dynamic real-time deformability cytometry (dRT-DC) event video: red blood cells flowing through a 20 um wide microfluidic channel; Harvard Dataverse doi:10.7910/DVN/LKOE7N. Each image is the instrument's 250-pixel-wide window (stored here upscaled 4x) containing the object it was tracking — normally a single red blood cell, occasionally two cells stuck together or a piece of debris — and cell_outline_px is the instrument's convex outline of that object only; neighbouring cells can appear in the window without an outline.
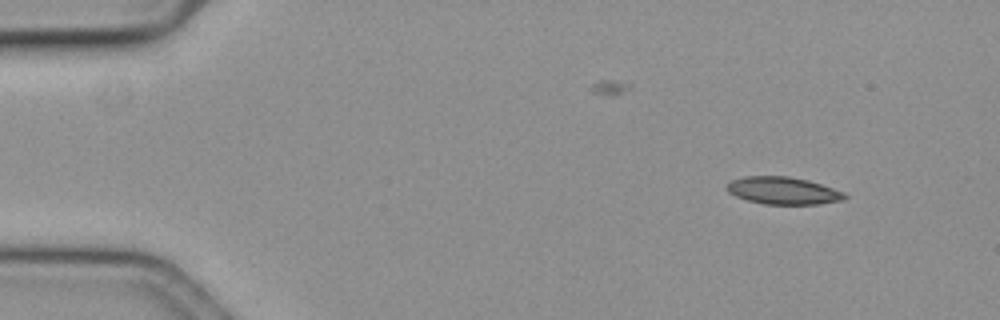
{"species": "common noctule bat (a hibernating species)", "species_latin": "Nyctalus noctula", "temperature_condition": "cold", "stored_images_in_passage": 52, "camera_frame_rate_fps": 3000, "um_per_image_px": 0.085, "animal": {"sex": "female", "body_mass_g": 19.3, "forearm_length_mm": 54.1}, "frame": {"image": 1, "passage_image": 1, "time_ms": 0.0, "image_size_px": [1000, 320], "cell_outline_px": [[848, 196], [844, 200], [820, 204], [764, 204], [748, 200], [736, 196], [728, 192], [724, 188], [732, 180], [744, 176], [788, 176], [808, 180], [844, 192]], "centroid_in_image_um": [66.56, 16.2], "position_along_channel_um": 18.4, "area_um2": 18.79}}
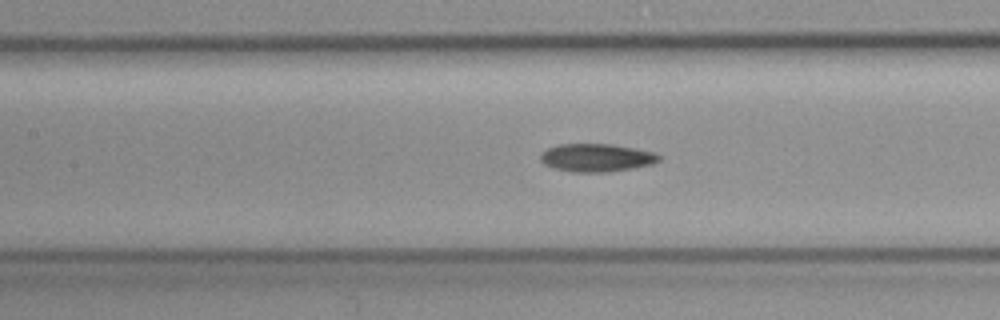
{"frame": {"image": 2, "passage_image": 21, "time_ms": 6.667, "image_size_px": [1000, 320], "cell_outline_px": [[660, 160], [652, 164], [612, 172], [572, 172], [552, 168], [544, 164], [540, 160], [540, 152], [556, 144], [612, 144], [636, 148], [652, 152], [660, 156]], "centroid_in_image_um": [50.66, 13.4], "position_along_channel_um": 156.7, "area_um2": 19.54}}
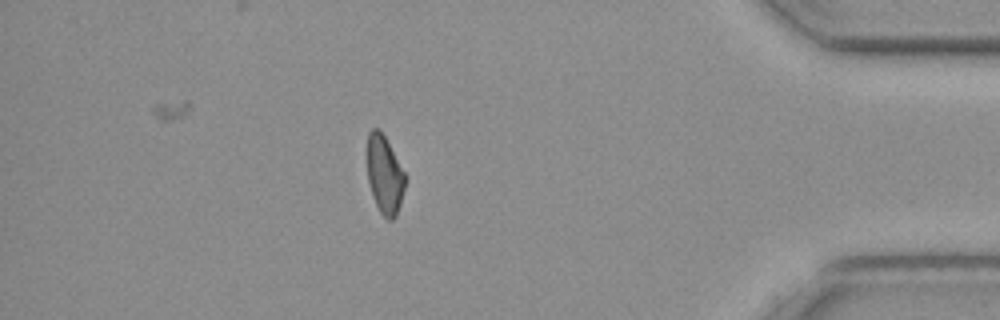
{"frame": {"image": 3, "passage_image": 45, "time_ms": 14.667, "image_size_px": [1000, 320], "cell_outline_px": [[404, 188], [400, 204], [396, 216], [392, 220], [388, 220], [380, 212], [372, 196], [368, 180], [368, 132], [372, 128], [380, 128], [404, 172]], "centroid_in_image_um": [32.67, 14.85], "position_along_channel_um": 402.5, "area_um2": 16.94}, "authors_computed_cell_mechanics": {"area_um2": 19.074, "velocity_mm_per_s": 3.6297, "shape_relaxation_time_tau1_ms": 9.8093, "shape_relaxation_time_tau2_ms": null, "deformation_change_tau1": 0.181, "deformation_change_tau2": null}}